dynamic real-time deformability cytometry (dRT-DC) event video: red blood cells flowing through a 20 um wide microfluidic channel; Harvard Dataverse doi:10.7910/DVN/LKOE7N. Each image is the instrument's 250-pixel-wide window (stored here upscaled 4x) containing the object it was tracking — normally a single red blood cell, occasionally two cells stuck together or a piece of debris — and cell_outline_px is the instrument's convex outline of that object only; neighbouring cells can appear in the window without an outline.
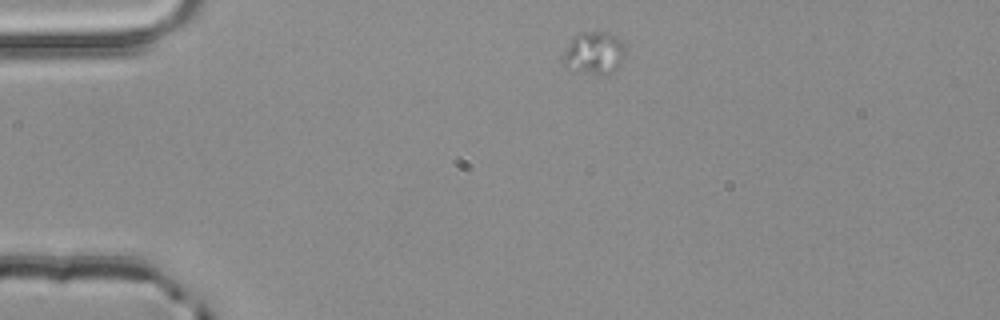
{"species": "common noctule bat (a hibernating species)", "species_latin": "Nyctalus noctula", "temperature_condition": "room temperature", "stored_images_in_passage": 2, "camera_frame_rate_fps": 3000, "um_per_image_px": 0.085, "animal": {"sex": "male", "body_mass_g": 20.4}, "frame": {"image": 1, "passage_image": 1, "time_ms": 0.0, "image_size_px": [1000, 320], "cell_outline_px": [[624, 56], [620, 64], [612, 72], [592, 72], [568, 68], [564, 64], [564, 52], [572, 36], [580, 32], [608, 32], [616, 36], [624, 44]], "centroid_in_image_um": [50.5, 4.43], "position_along_channel_um": 34.5, "area_um2": 14.85}}